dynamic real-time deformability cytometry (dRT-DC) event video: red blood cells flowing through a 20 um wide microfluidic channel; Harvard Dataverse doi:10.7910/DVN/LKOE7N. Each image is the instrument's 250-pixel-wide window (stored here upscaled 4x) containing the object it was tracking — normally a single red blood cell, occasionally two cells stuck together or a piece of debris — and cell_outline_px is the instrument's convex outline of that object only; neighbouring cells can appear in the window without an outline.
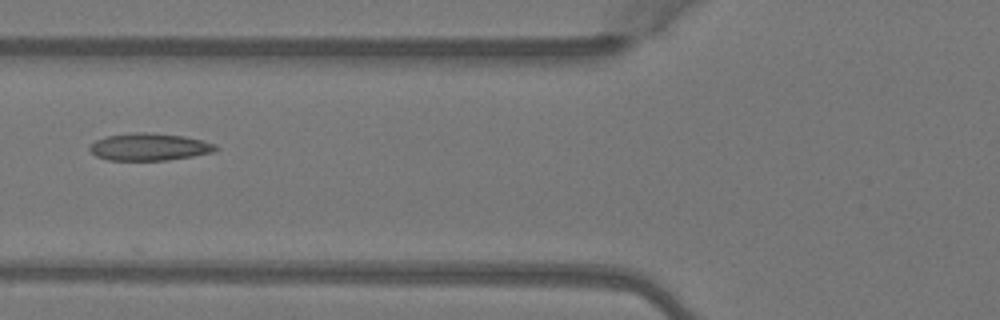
{"species": "Egyptian fruit bat (a non-hibernating species)", "species_latin": "Rousettus aegyptiacus", "temperature_condition": "warm", "stored_images_in_passage": 3, "camera_frame_rate_fps": 3000, "um_per_image_px": 0.085, "animal": {"sex": "female"}, "frame": {"image": 1, "passage_image": 3, "time_ms": 0.667, "image_size_px": [1000, 320], "cell_outline_px": [[220, 148], [212, 152], [192, 156], [164, 160], [108, 160], [96, 156], [88, 148], [88, 144], [96, 140], [108, 136], [132, 132], [148, 132], [184, 136], [216, 144]], "centroid_in_image_um": [12.66, 12.48], "position_along_channel_um": 113.1, "area_um2": 20.0}}